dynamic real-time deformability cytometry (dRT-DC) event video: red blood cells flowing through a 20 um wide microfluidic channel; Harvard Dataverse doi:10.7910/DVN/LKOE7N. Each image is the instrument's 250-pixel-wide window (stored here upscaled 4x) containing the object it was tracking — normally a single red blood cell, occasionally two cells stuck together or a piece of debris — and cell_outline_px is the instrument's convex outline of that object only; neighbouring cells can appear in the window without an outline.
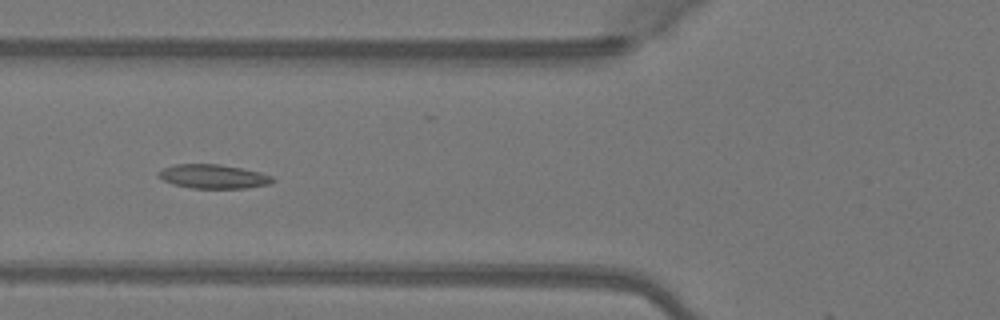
{"species": "Egyptian fruit bat (a non-hibernating species)", "species_latin": "Rousettus aegyptiacus", "temperature_condition": "warm", "stored_images_in_passage": 50, "camera_frame_rate_fps": 3000, "um_per_image_px": 0.085, "animal": {"sex": "female"}, "frame": {"image": 1, "passage_image": 19, "time_ms": 6.0, "image_size_px": [1000, 320], "cell_outline_px": [[276, 180], [268, 184], [244, 188], [192, 188], [172, 184], [156, 176], [156, 172], [164, 168], [176, 164], [220, 164], [260, 172], [272, 176]], "centroid_in_image_um": [18.1, 15.0], "position_along_channel_um": 107.7, "area_um2": 15.95}}
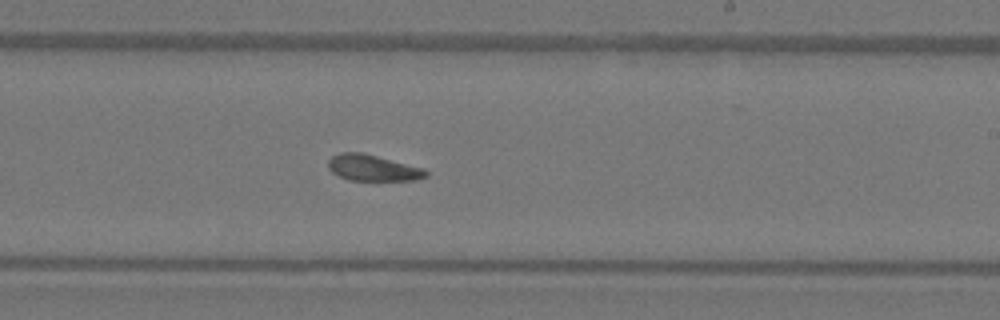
{"frame": {"image": 2, "passage_image": 30, "time_ms": 9.667, "image_size_px": [1000, 320], "cell_outline_px": [[428, 176], [416, 180], [348, 180], [332, 172], [328, 168], [328, 160], [332, 156], [340, 152], [360, 152], [424, 168], [428, 172]], "centroid_in_image_um": [31.68, 14.27], "position_along_channel_um": 257.3, "area_um2": 14.8}}
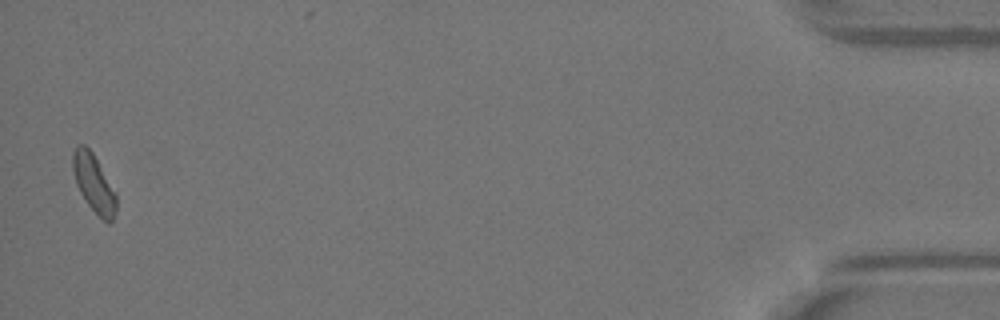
{"frame": {"image": 3, "passage_image": 49, "time_ms": 16.0, "image_size_px": [1000, 320], "cell_outline_px": [[116, 212], [112, 220], [108, 224], [88, 204], [80, 192], [76, 184], [72, 172], [72, 152], [76, 144], [84, 144], [92, 152], [116, 192]], "centroid_in_image_um": [7.95, 15.54], "position_along_channel_um": 427.2, "area_um2": 14.62}, "authors_computed_cell_mechanics": {"area_um2": 15.3748, "velocity_mm_per_s": 4.0893, "shape_relaxation_time_tau1_ms": 5.7456, "shape_relaxation_time_tau2_ms": 3.1635, "deformation_change_tau1": 0.1434, "deformation_change_tau2": 0.0773}}